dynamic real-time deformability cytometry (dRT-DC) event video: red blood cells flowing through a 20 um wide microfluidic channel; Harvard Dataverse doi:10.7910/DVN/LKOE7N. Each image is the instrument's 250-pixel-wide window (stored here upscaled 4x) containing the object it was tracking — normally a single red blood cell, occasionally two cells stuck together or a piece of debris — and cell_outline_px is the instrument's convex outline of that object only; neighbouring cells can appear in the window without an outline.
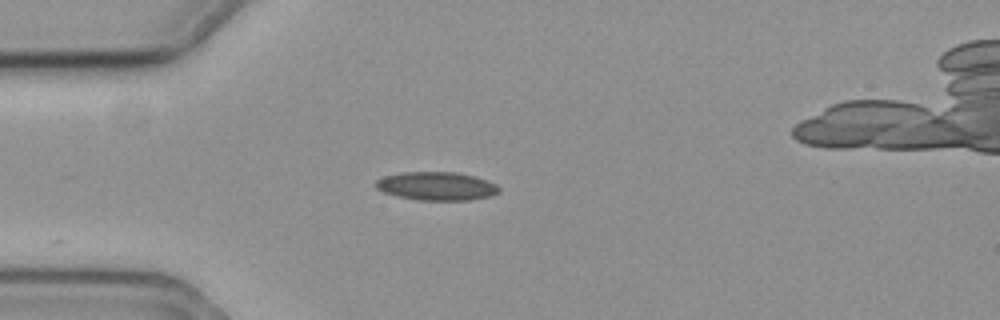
{"species": "common noctule bat (a hibernating species)", "species_latin": "Nyctalus noctula", "temperature_condition": "cold", "stored_images_in_passage": 40, "camera_frame_rate_fps": 3000, "um_per_image_px": 0.085, "animal": {"sex": "female", "body_mass_g": 19.3, "forearm_length_mm": 54.1}, "frame": {"image": 1, "passage_image": 1, "time_ms": 0.0, "image_size_px": [1000, 320], "cell_outline_px": [[500, 192], [488, 196], [468, 200], [420, 200], [400, 196], [384, 192], [376, 188], [376, 180], [384, 176], [400, 172], [456, 172], [488, 180], [496, 184], [500, 188]], "centroid_in_image_um": [37.12, 15.81], "position_along_channel_um": 47.9, "area_um2": 20.23}}
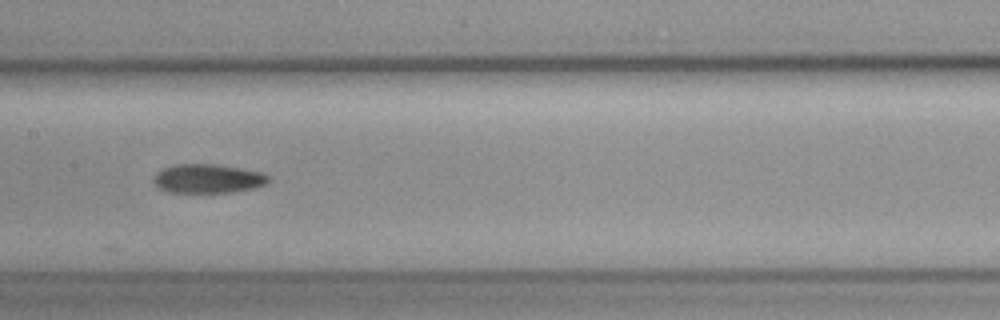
{"frame": {"image": 2, "passage_image": 14, "time_ms": 4.333, "image_size_px": [1000, 320], "cell_outline_px": [[272, 180], [264, 184], [252, 188], [228, 192], [200, 196], [168, 192], [156, 188], [152, 184], [152, 180], [156, 172], [160, 168], [176, 164], [216, 164], [264, 172]], "centroid_in_image_um": [17.57, 15.22], "position_along_channel_um": 189.8, "area_um2": 20.52}}
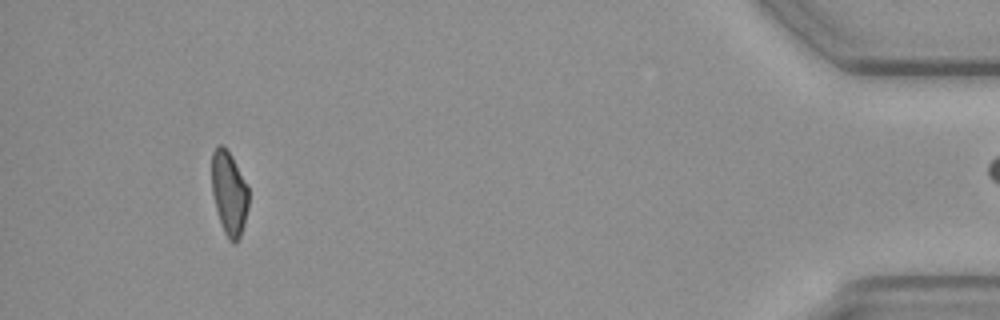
{"frame": {"image": 3, "passage_image": 39, "time_ms": 12.667, "image_size_px": [1000, 320], "cell_outline_px": [[248, 208], [244, 224], [240, 236], [236, 244], [232, 244], [228, 240], [224, 232], [216, 208], [212, 192], [212, 152], [216, 144], [224, 144], [232, 156], [248, 184]], "centroid_in_image_um": [19.48, 16.38], "position_along_channel_um": 415.7, "area_um2": 18.26}}